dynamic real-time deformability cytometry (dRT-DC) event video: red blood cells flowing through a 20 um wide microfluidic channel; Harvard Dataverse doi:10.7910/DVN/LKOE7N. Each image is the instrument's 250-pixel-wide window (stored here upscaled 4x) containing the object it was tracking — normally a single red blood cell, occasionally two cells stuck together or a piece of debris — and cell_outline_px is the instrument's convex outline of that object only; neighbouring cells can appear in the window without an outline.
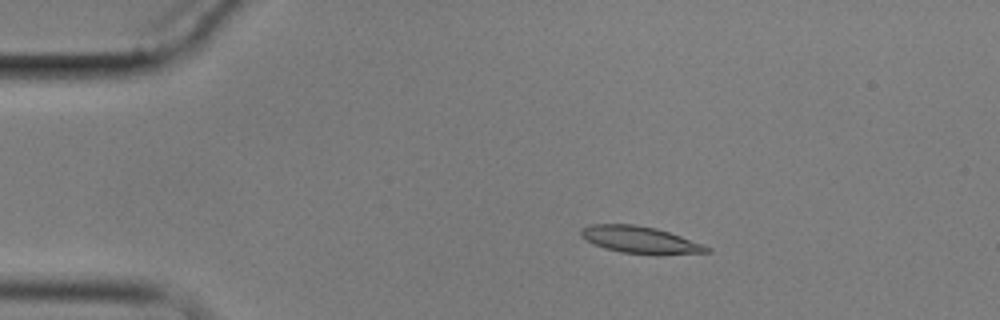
{"species": "common noctule bat (a hibernating species)", "species_latin": "Nyctalus noctula", "temperature_condition": "cold", "stored_images_in_passage": 7, "camera_frame_rate_fps": 3000, "um_per_image_px": 0.085, "animal": {"sex": "male", "body_mass_g": 17.9}, "frame": {"image": 1, "passage_image": 3, "time_ms": 2.333, "image_size_px": [1000, 320], "cell_outline_px": [[712, 252], [656, 256], [620, 252], [604, 248], [592, 244], [580, 236], [580, 228], [592, 224], [636, 224], [656, 228], [704, 244], [712, 248]], "centroid_in_image_um": [54.43, 20.41], "position_along_channel_um": 30.6, "area_um2": 20.35}}
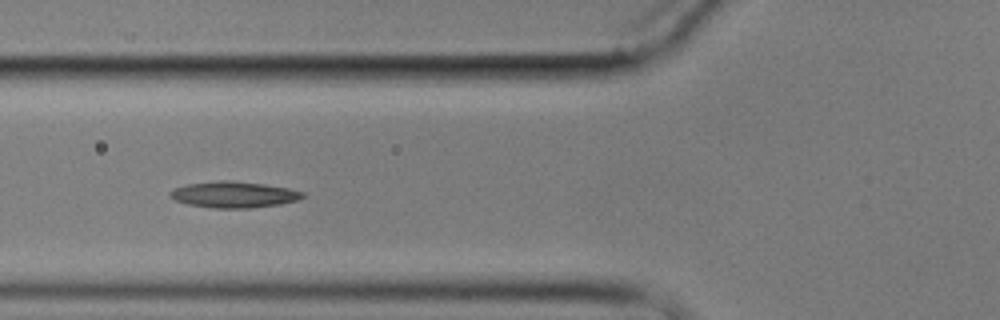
{"frame": {"image": 2, "passage_image": 6, "time_ms": 6.0, "image_size_px": [1000, 320], "cell_outline_px": [[308, 196], [300, 200], [280, 204], [248, 208], [212, 208], [188, 204], [176, 200], [168, 196], [168, 192], [176, 188], [188, 184], [220, 180], [228, 180], [264, 184], [288, 188], [304, 192]], "centroid_in_image_um": [19.92, 16.54], "position_along_channel_um": 105.9, "area_um2": 20.29}}
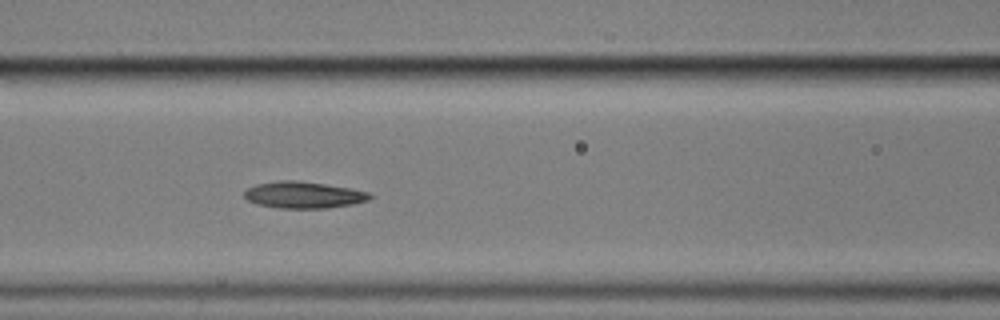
{"frame": {"image": 3, "passage_image": 7, "time_ms": 7.0, "image_size_px": [1000, 320], "cell_outline_px": [[372, 196], [368, 200], [352, 204], [328, 208], [280, 208], [256, 204], [248, 200], [244, 196], [244, 192], [248, 188], [256, 184], [280, 180], [296, 180], [324, 184], [348, 188], [368, 192]], "centroid_in_image_um": [25.77, 16.57], "position_along_channel_um": 140.8, "area_um2": 19.31}}